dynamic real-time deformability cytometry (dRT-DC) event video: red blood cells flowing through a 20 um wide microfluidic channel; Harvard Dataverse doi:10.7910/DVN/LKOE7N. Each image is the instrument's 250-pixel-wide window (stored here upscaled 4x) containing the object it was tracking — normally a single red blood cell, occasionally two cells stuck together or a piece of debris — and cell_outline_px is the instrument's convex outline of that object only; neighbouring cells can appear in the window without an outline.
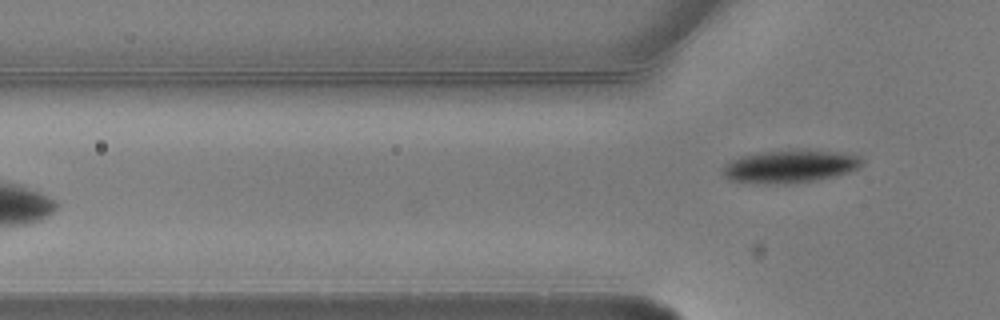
{"species": "common noctule bat (a hibernating species)", "species_latin": "Nyctalus noctula", "temperature_condition": "warm", "stored_images_in_passage": 2, "camera_frame_rate_fps": 3000, "um_per_image_px": 0.085, "animal": {"sex": "male", "body_mass_g": 20.5, "forearm_length_mm": 52.5}, "frame": {"image": 1, "passage_image": 2, "time_ms": 0.333, "image_size_px": [1000, 320], "cell_outline_px": [[864, 164], [860, 168], [836, 176], [796, 184], [756, 184], [728, 180], [720, 172], [724, 164], [740, 156], [760, 152], [840, 152], [860, 156], [864, 160]], "centroid_in_image_um": [67.11, 14.2], "position_along_channel_um": 58.7, "area_um2": 26.53}}